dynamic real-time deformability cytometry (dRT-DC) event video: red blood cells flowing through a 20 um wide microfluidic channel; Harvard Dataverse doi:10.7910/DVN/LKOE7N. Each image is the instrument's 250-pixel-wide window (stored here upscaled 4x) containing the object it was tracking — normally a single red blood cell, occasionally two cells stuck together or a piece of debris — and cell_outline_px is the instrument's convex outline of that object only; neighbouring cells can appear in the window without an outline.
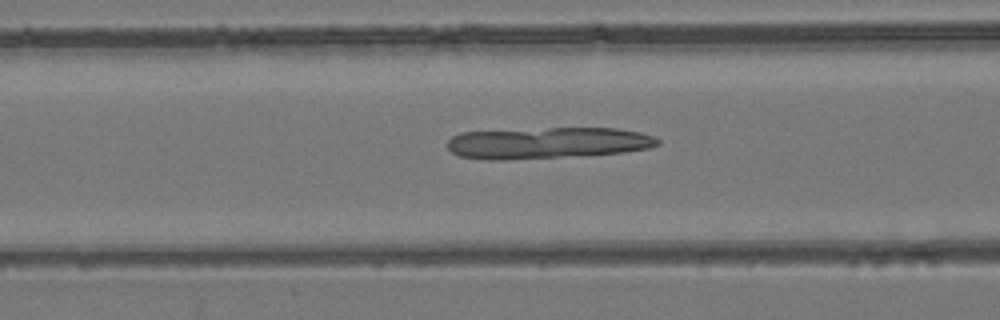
{"species": "common noctule bat (a hibernating species)", "species_latin": "Nyctalus noctula", "temperature_condition": "room temperature", "stored_images_in_passage": 42, "camera_frame_rate_fps": 3000, "um_per_image_px": 0.085, "animal": {"sex": "female", "body_mass_g": 24.6, "forearm_length_mm": 56.2}, "frame": {"image": 1, "passage_image": 13, "time_ms": 4.0, "image_size_px": [1000, 320], "cell_outline_px": [[660, 144], [648, 148], [624, 152], [508, 160], [484, 160], [460, 156], [452, 152], [448, 148], [448, 140], [452, 136], [460, 132], [548, 128], [616, 128], [640, 132], [652, 136], [660, 140]], "centroid_in_image_um": [46.5, 12.15], "position_along_channel_um": 120.1, "area_um2": 38.38}}
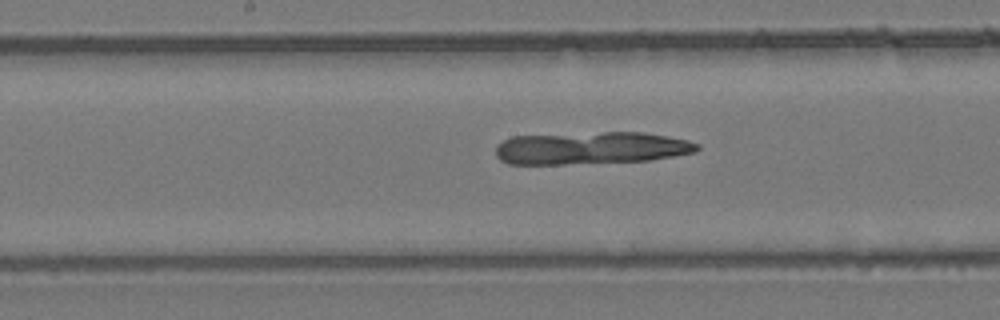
{"frame": {"image": 2, "passage_image": 19, "time_ms": 6.0, "image_size_px": [1000, 320], "cell_outline_px": [[700, 148], [696, 152], [648, 160], [564, 164], [508, 164], [500, 160], [496, 156], [496, 144], [512, 136], [604, 132], [644, 132], [688, 140], [700, 144]], "centroid_in_image_um": [50.22, 12.58], "position_along_channel_um": 198.0, "area_um2": 38.09}}
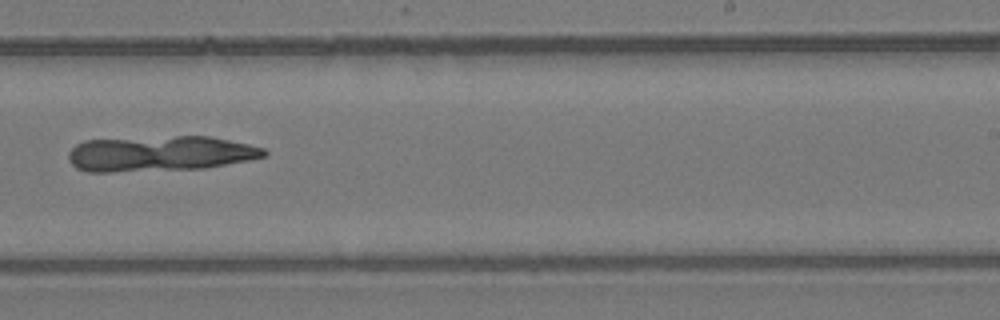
{"frame": {"image": 3, "passage_image": 25, "time_ms": 8.0, "image_size_px": [1000, 320], "cell_outline_px": [[268, 156], [248, 160], [204, 168], [112, 172], [88, 172], [76, 168], [68, 160], [68, 152], [76, 144], [84, 140], [176, 136], [208, 136], [248, 144], [264, 148], [268, 152]], "centroid_in_image_um": [13.57, 13.06], "position_along_channel_um": 275.4, "area_um2": 40.4}}